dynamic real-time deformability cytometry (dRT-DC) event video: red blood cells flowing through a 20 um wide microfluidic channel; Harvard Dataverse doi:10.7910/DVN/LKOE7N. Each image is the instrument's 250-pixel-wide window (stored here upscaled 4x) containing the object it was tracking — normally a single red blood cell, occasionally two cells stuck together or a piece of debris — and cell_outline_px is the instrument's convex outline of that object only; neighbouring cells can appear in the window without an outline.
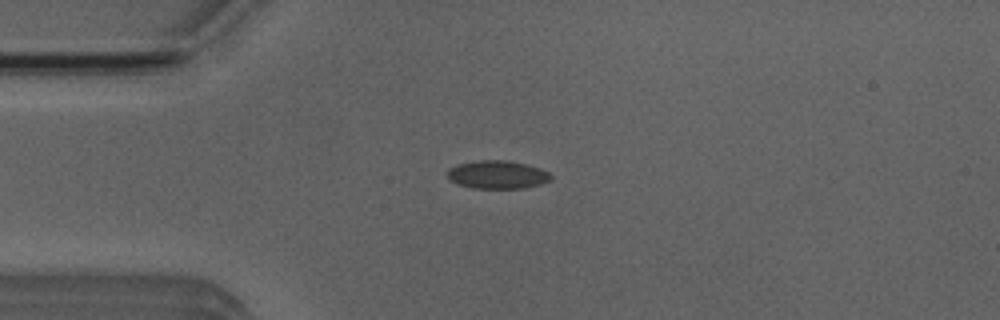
{"species": "Egyptian fruit bat (a non-hibernating species)", "species_latin": "Rousettus aegyptiacus", "temperature_condition": "room temperature", "stored_images_in_passage": 36, "camera_frame_rate_fps": 3000, "um_per_image_px": 0.085, "animal": {"sex": "male"}, "frame": {"image": 1, "passage_image": 3, "time_ms": 0.667, "image_size_px": [1000, 320], "cell_outline_px": [[552, 180], [540, 184], [524, 188], [472, 188], [460, 184], [452, 180], [448, 176], [448, 168], [456, 164], [480, 160], [508, 160], [524, 164], [548, 172], [552, 176]], "centroid_in_image_um": [42.28, 14.84], "position_along_channel_um": 42.7, "area_um2": 16.76}}
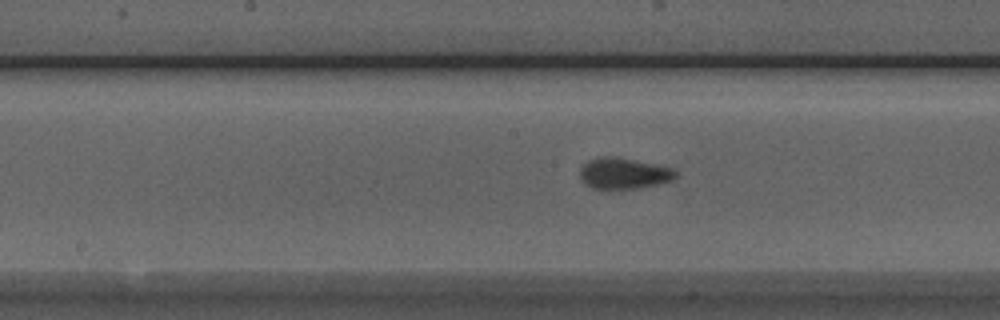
{"frame": {"image": 2, "passage_image": 16, "time_ms": 5.0, "image_size_px": [1000, 320], "cell_outline_px": [[680, 176], [676, 180], [640, 188], [608, 192], [592, 188], [584, 184], [580, 180], [580, 168], [588, 160], [600, 156], [616, 156], [656, 164], [672, 168]], "centroid_in_image_um": [53.01, 14.78], "position_along_channel_um": 195.2, "area_um2": 18.32}}
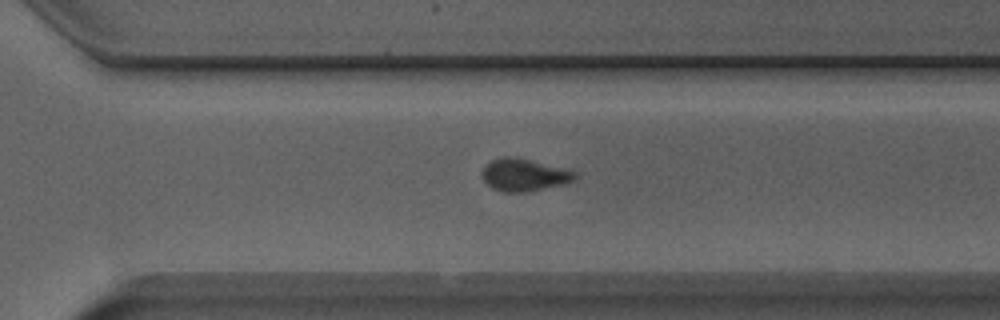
{"frame": {"image": 3, "passage_image": 26, "time_ms": 8.333, "image_size_px": [1000, 320], "cell_outline_px": [[576, 176], [572, 180], [560, 184], [528, 192], [504, 192], [492, 188], [484, 180], [484, 168], [492, 160], [504, 156], [508, 156], [568, 168], [576, 172]], "centroid_in_image_um": [44.57, 14.87], "position_along_channel_um": 326.0, "area_um2": 17.05}, "authors_computed_cell_mechanics": {"area_um2": 16.9932, "velocity_mm_per_s": 3.9408, "shape_relaxation_time_tau1_ms": 3.0036, "shape_relaxation_time_tau2_ms": 0.8454, "deformation_change_tau1": 0.1052, "deformation_change_tau2": 0.0683}}